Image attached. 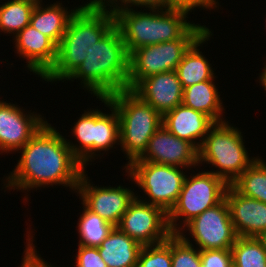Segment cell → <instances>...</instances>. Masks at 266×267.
I'll list each match as a JSON object with an SVG mask.
<instances>
[{
    "label": "cell",
    "mask_w": 266,
    "mask_h": 267,
    "mask_svg": "<svg viewBox=\"0 0 266 267\" xmlns=\"http://www.w3.org/2000/svg\"><path fill=\"white\" fill-rule=\"evenodd\" d=\"M14 38L17 53L27 59L30 72L43 78L56 63L58 45L30 24Z\"/></svg>",
    "instance_id": "obj_16"
},
{
    "label": "cell",
    "mask_w": 266,
    "mask_h": 267,
    "mask_svg": "<svg viewBox=\"0 0 266 267\" xmlns=\"http://www.w3.org/2000/svg\"><path fill=\"white\" fill-rule=\"evenodd\" d=\"M209 28L194 24L181 38L139 47L129 54L127 89L133 90L143 79L176 70L189 48Z\"/></svg>",
    "instance_id": "obj_7"
},
{
    "label": "cell",
    "mask_w": 266,
    "mask_h": 267,
    "mask_svg": "<svg viewBox=\"0 0 266 267\" xmlns=\"http://www.w3.org/2000/svg\"><path fill=\"white\" fill-rule=\"evenodd\" d=\"M202 267H233L231 249L200 250Z\"/></svg>",
    "instance_id": "obj_30"
},
{
    "label": "cell",
    "mask_w": 266,
    "mask_h": 267,
    "mask_svg": "<svg viewBox=\"0 0 266 267\" xmlns=\"http://www.w3.org/2000/svg\"><path fill=\"white\" fill-rule=\"evenodd\" d=\"M225 199L238 237H257L266 232V203L243 196L231 185L226 189Z\"/></svg>",
    "instance_id": "obj_18"
},
{
    "label": "cell",
    "mask_w": 266,
    "mask_h": 267,
    "mask_svg": "<svg viewBox=\"0 0 266 267\" xmlns=\"http://www.w3.org/2000/svg\"><path fill=\"white\" fill-rule=\"evenodd\" d=\"M199 250L231 249L237 239L226 199L206 209L185 226Z\"/></svg>",
    "instance_id": "obj_12"
},
{
    "label": "cell",
    "mask_w": 266,
    "mask_h": 267,
    "mask_svg": "<svg viewBox=\"0 0 266 267\" xmlns=\"http://www.w3.org/2000/svg\"><path fill=\"white\" fill-rule=\"evenodd\" d=\"M53 4L47 8H42V4L35 5L31 14L30 25L59 45L70 19L78 8L68 12V9L63 8L60 3Z\"/></svg>",
    "instance_id": "obj_21"
},
{
    "label": "cell",
    "mask_w": 266,
    "mask_h": 267,
    "mask_svg": "<svg viewBox=\"0 0 266 267\" xmlns=\"http://www.w3.org/2000/svg\"><path fill=\"white\" fill-rule=\"evenodd\" d=\"M31 114L24 113L18 105L0 100L1 153L20 150L46 122L39 114Z\"/></svg>",
    "instance_id": "obj_15"
},
{
    "label": "cell",
    "mask_w": 266,
    "mask_h": 267,
    "mask_svg": "<svg viewBox=\"0 0 266 267\" xmlns=\"http://www.w3.org/2000/svg\"><path fill=\"white\" fill-rule=\"evenodd\" d=\"M75 257L76 267H107L98 248L78 245V252Z\"/></svg>",
    "instance_id": "obj_31"
},
{
    "label": "cell",
    "mask_w": 266,
    "mask_h": 267,
    "mask_svg": "<svg viewBox=\"0 0 266 267\" xmlns=\"http://www.w3.org/2000/svg\"><path fill=\"white\" fill-rule=\"evenodd\" d=\"M131 4V5H130ZM147 7L149 9H166L171 7L166 0H123V8L131 6Z\"/></svg>",
    "instance_id": "obj_35"
},
{
    "label": "cell",
    "mask_w": 266,
    "mask_h": 267,
    "mask_svg": "<svg viewBox=\"0 0 266 267\" xmlns=\"http://www.w3.org/2000/svg\"><path fill=\"white\" fill-rule=\"evenodd\" d=\"M21 158L5 188L27 190L62 185L77 190L84 166L73 155L64 136L47 121L20 149Z\"/></svg>",
    "instance_id": "obj_1"
},
{
    "label": "cell",
    "mask_w": 266,
    "mask_h": 267,
    "mask_svg": "<svg viewBox=\"0 0 266 267\" xmlns=\"http://www.w3.org/2000/svg\"><path fill=\"white\" fill-rule=\"evenodd\" d=\"M211 33L210 29H208V31L189 48L178 64L176 72L183 89L216 77L209 64L210 62L206 60L204 55L201 54L202 52L199 51L200 49H198L202 43L209 40L212 35Z\"/></svg>",
    "instance_id": "obj_23"
},
{
    "label": "cell",
    "mask_w": 266,
    "mask_h": 267,
    "mask_svg": "<svg viewBox=\"0 0 266 267\" xmlns=\"http://www.w3.org/2000/svg\"><path fill=\"white\" fill-rule=\"evenodd\" d=\"M214 78L183 89L182 104L209 116L214 122H222V101Z\"/></svg>",
    "instance_id": "obj_22"
},
{
    "label": "cell",
    "mask_w": 266,
    "mask_h": 267,
    "mask_svg": "<svg viewBox=\"0 0 266 267\" xmlns=\"http://www.w3.org/2000/svg\"><path fill=\"white\" fill-rule=\"evenodd\" d=\"M171 7H182L190 10H194L196 7H202L207 9H213L217 7L216 0H166Z\"/></svg>",
    "instance_id": "obj_34"
},
{
    "label": "cell",
    "mask_w": 266,
    "mask_h": 267,
    "mask_svg": "<svg viewBox=\"0 0 266 267\" xmlns=\"http://www.w3.org/2000/svg\"><path fill=\"white\" fill-rule=\"evenodd\" d=\"M27 237H29L28 239H26L28 244L26 245L27 247L24 250L25 254L21 263V267H54L51 266V264L48 265L47 262H44L43 259H41L42 257L37 254V251L35 249L36 246H33V242L31 243L33 236L31 237V235L28 234Z\"/></svg>",
    "instance_id": "obj_32"
},
{
    "label": "cell",
    "mask_w": 266,
    "mask_h": 267,
    "mask_svg": "<svg viewBox=\"0 0 266 267\" xmlns=\"http://www.w3.org/2000/svg\"><path fill=\"white\" fill-rule=\"evenodd\" d=\"M86 176L84 171L76 191L82 199V204L117 227L123 214L135 199V193L120 185L117 187H94Z\"/></svg>",
    "instance_id": "obj_13"
},
{
    "label": "cell",
    "mask_w": 266,
    "mask_h": 267,
    "mask_svg": "<svg viewBox=\"0 0 266 267\" xmlns=\"http://www.w3.org/2000/svg\"><path fill=\"white\" fill-rule=\"evenodd\" d=\"M215 122L207 115L183 104L162 116V125L178 138L200 148L208 130ZM200 140L198 143L195 140Z\"/></svg>",
    "instance_id": "obj_19"
},
{
    "label": "cell",
    "mask_w": 266,
    "mask_h": 267,
    "mask_svg": "<svg viewBox=\"0 0 266 267\" xmlns=\"http://www.w3.org/2000/svg\"><path fill=\"white\" fill-rule=\"evenodd\" d=\"M241 131L225 120L215 122L198 149V163L218 168L210 171L231 185L257 158H249Z\"/></svg>",
    "instance_id": "obj_6"
},
{
    "label": "cell",
    "mask_w": 266,
    "mask_h": 267,
    "mask_svg": "<svg viewBox=\"0 0 266 267\" xmlns=\"http://www.w3.org/2000/svg\"><path fill=\"white\" fill-rule=\"evenodd\" d=\"M135 161H148L174 167L198 166V149L173 135L163 125L149 139L146 151Z\"/></svg>",
    "instance_id": "obj_14"
},
{
    "label": "cell",
    "mask_w": 266,
    "mask_h": 267,
    "mask_svg": "<svg viewBox=\"0 0 266 267\" xmlns=\"http://www.w3.org/2000/svg\"><path fill=\"white\" fill-rule=\"evenodd\" d=\"M171 235L162 243L142 246L136 267H171Z\"/></svg>",
    "instance_id": "obj_29"
},
{
    "label": "cell",
    "mask_w": 266,
    "mask_h": 267,
    "mask_svg": "<svg viewBox=\"0 0 266 267\" xmlns=\"http://www.w3.org/2000/svg\"><path fill=\"white\" fill-rule=\"evenodd\" d=\"M260 81H261V85H263L264 89L266 90V65L264 67L263 72H261V75L259 76Z\"/></svg>",
    "instance_id": "obj_37"
},
{
    "label": "cell",
    "mask_w": 266,
    "mask_h": 267,
    "mask_svg": "<svg viewBox=\"0 0 266 267\" xmlns=\"http://www.w3.org/2000/svg\"><path fill=\"white\" fill-rule=\"evenodd\" d=\"M132 91L162 116L182 104L183 87L176 70L147 77Z\"/></svg>",
    "instance_id": "obj_17"
},
{
    "label": "cell",
    "mask_w": 266,
    "mask_h": 267,
    "mask_svg": "<svg viewBox=\"0 0 266 267\" xmlns=\"http://www.w3.org/2000/svg\"><path fill=\"white\" fill-rule=\"evenodd\" d=\"M119 1L121 2L120 5H119ZM119 1H117V0H91L89 3L87 2V4H85L81 7L79 6L77 8L80 10H86V11L110 12V13L115 14L119 9L123 8V0H119ZM116 2H118V3H116ZM107 6L111 7L109 9L110 11L106 8ZM112 7H113V9H112Z\"/></svg>",
    "instance_id": "obj_33"
},
{
    "label": "cell",
    "mask_w": 266,
    "mask_h": 267,
    "mask_svg": "<svg viewBox=\"0 0 266 267\" xmlns=\"http://www.w3.org/2000/svg\"><path fill=\"white\" fill-rule=\"evenodd\" d=\"M107 105L111 114H104L100 110L85 111L73 127V136L79 141L74 145L66 139L73 155L86 167V163L95 157L97 151H108L113 144L120 143V123L115 107L108 98H99Z\"/></svg>",
    "instance_id": "obj_8"
},
{
    "label": "cell",
    "mask_w": 266,
    "mask_h": 267,
    "mask_svg": "<svg viewBox=\"0 0 266 267\" xmlns=\"http://www.w3.org/2000/svg\"><path fill=\"white\" fill-rule=\"evenodd\" d=\"M115 25L110 12L78 9L70 19L60 44L55 65L42 78L53 82L67 79L87 57V49Z\"/></svg>",
    "instance_id": "obj_4"
},
{
    "label": "cell",
    "mask_w": 266,
    "mask_h": 267,
    "mask_svg": "<svg viewBox=\"0 0 266 267\" xmlns=\"http://www.w3.org/2000/svg\"><path fill=\"white\" fill-rule=\"evenodd\" d=\"M227 187L221 177L210 171L193 174L191 178L186 175L180 195L167 213L171 233H179L193 218L219 204L225 198ZM180 217L184 219L181 228L176 224Z\"/></svg>",
    "instance_id": "obj_9"
},
{
    "label": "cell",
    "mask_w": 266,
    "mask_h": 267,
    "mask_svg": "<svg viewBox=\"0 0 266 267\" xmlns=\"http://www.w3.org/2000/svg\"><path fill=\"white\" fill-rule=\"evenodd\" d=\"M117 227L142 246L162 243L172 234L167 213L139 196L131 202Z\"/></svg>",
    "instance_id": "obj_11"
},
{
    "label": "cell",
    "mask_w": 266,
    "mask_h": 267,
    "mask_svg": "<svg viewBox=\"0 0 266 267\" xmlns=\"http://www.w3.org/2000/svg\"><path fill=\"white\" fill-rule=\"evenodd\" d=\"M186 238L182 231L171 234V267H202L200 250Z\"/></svg>",
    "instance_id": "obj_28"
},
{
    "label": "cell",
    "mask_w": 266,
    "mask_h": 267,
    "mask_svg": "<svg viewBox=\"0 0 266 267\" xmlns=\"http://www.w3.org/2000/svg\"><path fill=\"white\" fill-rule=\"evenodd\" d=\"M189 11L191 10L187 8L169 7L150 9L148 13L136 12L126 7L114 14L115 25L119 28L130 54L139 47L181 38L194 25L187 22Z\"/></svg>",
    "instance_id": "obj_3"
},
{
    "label": "cell",
    "mask_w": 266,
    "mask_h": 267,
    "mask_svg": "<svg viewBox=\"0 0 266 267\" xmlns=\"http://www.w3.org/2000/svg\"><path fill=\"white\" fill-rule=\"evenodd\" d=\"M83 206L84 212L77 223L80 236L78 245L97 248L115 226L89 210L84 204Z\"/></svg>",
    "instance_id": "obj_25"
},
{
    "label": "cell",
    "mask_w": 266,
    "mask_h": 267,
    "mask_svg": "<svg viewBox=\"0 0 266 267\" xmlns=\"http://www.w3.org/2000/svg\"><path fill=\"white\" fill-rule=\"evenodd\" d=\"M18 1H26V2H30V3H32V4H34V5H39V4H41L42 2V0H18Z\"/></svg>",
    "instance_id": "obj_38"
},
{
    "label": "cell",
    "mask_w": 266,
    "mask_h": 267,
    "mask_svg": "<svg viewBox=\"0 0 266 267\" xmlns=\"http://www.w3.org/2000/svg\"><path fill=\"white\" fill-rule=\"evenodd\" d=\"M107 98L119 117V145L129 159L128 166L144 154L149 139L162 125V115L129 89L115 92Z\"/></svg>",
    "instance_id": "obj_5"
},
{
    "label": "cell",
    "mask_w": 266,
    "mask_h": 267,
    "mask_svg": "<svg viewBox=\"0 0 266 267\" xmlns=\"http://www.w3.org/2000/svg\"><path fill=\"white\" fill-rule=\"evenodd\" d=\"M97 248L107 267H136L142 245L114 227Z\"/></svg>",
    "instance_id": "obj_20"
},
{
    "label": "cell",
    "mask_w": 266,
    "mask_h": 267,
    "mask_svg": "<svg viewBox=\"0 0 266 267\" xmlns=\"http://www.w3.org/2000/svg\"><path fill=\"white\" fill-rule=\"evenodd\" d=\"M256 238L261 243L262 248L264 252L266 253V232L260 233Z\"/></svg>",
    "instance_id": "obj_36"
},
{
    "label": "cell",
    "mask_w": 266,
    "mask_h": 267,
    "mask_svg": "<svg viewBox=\"0 0 266 267\" xmlns=\"http://www.w3.org/2000/svg\"><path fill=\"white\" fill-rule=\"evenodd\" d=\"M231 251L233 267H266V253L256 237H237Z\"/></svg>",
    "instance_id": "obj_27"
},
{
    "label": "cell",
    "mask_w": 266,
    "mask_h": 267,
    "mask_svg": "<svg viewBox=\"0 0 266 267\" xmlns=\"http://www.w3.org/2000/svg\"><path fill=\"white\" fill-rule=\"evenodd\" d=\"M86 51L87 57L66 80H82L96 98L127 89L129 53L116 25Z\"/></svg>",
    "instance_id": "obj_2"
},
{
    "label": "cell",
    "mask_w": 266,
    "mask_h": 267,
    "mask_svg": "<svg viewBox=\"0 0 266 267\" xmlns=\"http://www.w3.org/2000/svg\"><path fill=\"white\" fill-rule=\"evenodd\" d=\"M231 186L243 196L266 203V162L257 157Z\"/></svg>",
    "instance_id": "obj_24"
},
{
    "label": "cell",
    "mask_w": 266,
    "mask_h": 267,
    "mask_svg": "<svg viewBox=\"0 0 266 267\" xmlns=\"http://www.w3.org/2000/svg\"><path fill=\"white\" fill-rule=\"evenodd\" d=\"M34 7L30 2L18 0H10L0 5V30L17 35L30 24Z\"/></svg>",
    "instance_id": "obj_26"
},
{
    "label": "cell",
    "mask_w": 266,
    "mask_h": 267,
    "mask_svg": "<svg viewBox=\"0 0 266 267\" xmlns=\"http://www.w3.org/2000/svg\"><path fill=\"white\" fill-rule=\"evenodd\" d=\"M126 172L150 198L142 200L161 207L166 213L175 205L185 180L181 167L148 161H133L125 166ZM180 168V169H179Z\"/></svg>",
    "instance_id": "obj_10"
}]
</instances>
